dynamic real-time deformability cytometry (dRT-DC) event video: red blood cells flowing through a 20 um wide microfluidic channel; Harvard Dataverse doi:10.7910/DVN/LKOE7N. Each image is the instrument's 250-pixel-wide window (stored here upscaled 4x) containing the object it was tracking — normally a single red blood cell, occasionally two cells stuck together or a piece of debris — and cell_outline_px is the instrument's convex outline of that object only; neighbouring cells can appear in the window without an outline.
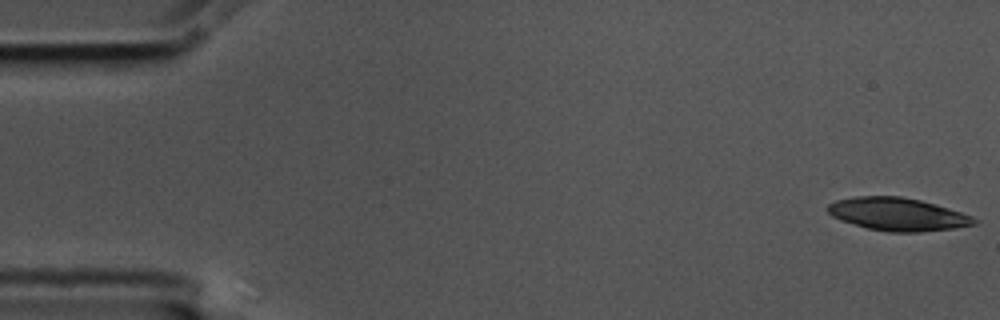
{"species": "common noctule bat (a hibernating species)", "species_latin": "Nyctalus noctula", "temperature_condition": "cold", "stored_images_in_passage": 55, "camera_frame_rate_fps": 3000, "um_per_image_px": 0.085, "animal": {"sex": "male", "body_mass_g": 17.5, "forearm_length_mm": 52.3}, "frame": {"image": 1, "passage_image": 1, "time_ms": 0.0, "image_size_px": [1000, 320], "cell_outline_px": [[980, 220], [976, 224], [952, 228], [920, 232], [888, 232], [868, 228], [840, 220], [832, 216], [828, 212], [828, 204], [836, 200], [856, 196], [900, 196], [920, 200], [936, 204], [972, 216]], "centroid_in_image_um": [76.31, 18.21], "position_along_channel_um": 8.7, "area_um2": 27.98}}
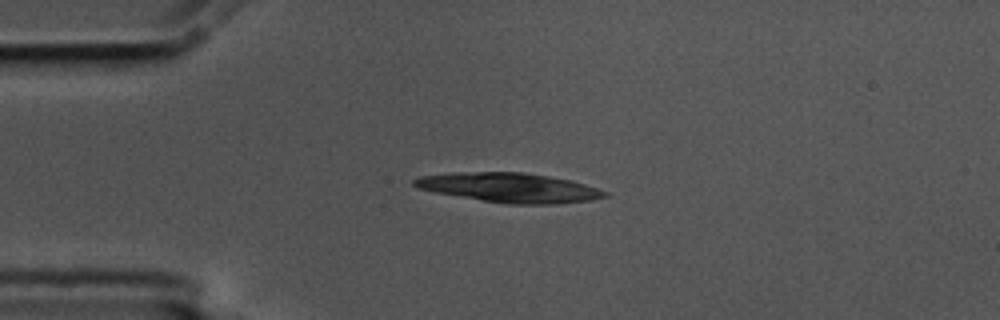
{"frame": {"image": 2, "passage_image": 13, "time_ms": 4.0, "image_size_px": [1000, 320], "cell_outline_px": [[608, 196], [592, 200], [552, 204], [508, 204], [436, 192], [420, 188], [412, 184], [412, 180], [420, 176], [448, 172], [524, 172], [572, 180], [608, 192]], "centroid_in_image_um": [43.31, 15.94], "position_along_channel_um": 41.7, "area_um2": 32.48}}